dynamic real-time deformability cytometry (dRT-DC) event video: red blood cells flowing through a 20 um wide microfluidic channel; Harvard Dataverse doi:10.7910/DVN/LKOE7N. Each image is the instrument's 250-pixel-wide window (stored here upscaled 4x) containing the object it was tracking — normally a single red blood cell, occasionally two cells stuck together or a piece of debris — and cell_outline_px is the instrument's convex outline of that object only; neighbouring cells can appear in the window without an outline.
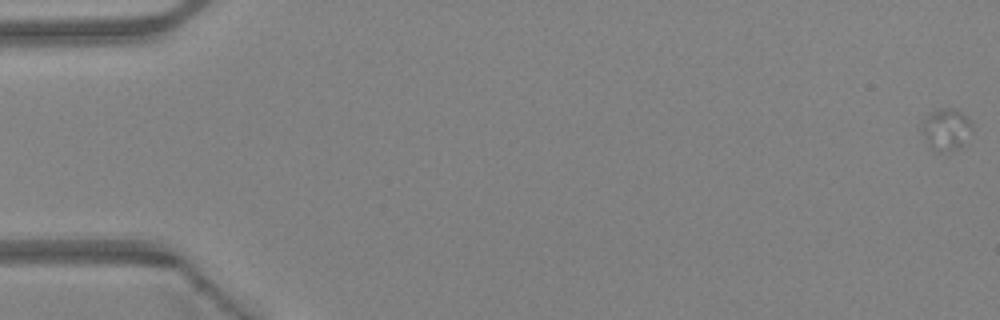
{"species": "Egyptian fruit bat (a non-hibernating species)", "species_latin": "Rousettus aegyptiacus", "temperature_condition": "warm", "stored_images_in_passage": 12, "camera_frame_rate_fps": 3000, "um_per_image_px": 0.085, "animal": {"sex": "female"}, "frame": {"image": 1, "passage_image": 1, "time_ms": 0.0, "image_size_px": [1000, 320], "cell_outline_px": [[972, 124], [960, 148], [948, 152], [936, 152], [928, 144], [920, 128], [920, 124], [932, 112], [940, 108], [956, 108], [972, 120]], "centroid_in_image_um": [80.4, 10.99], "position_along_channel_um": 4.6, "area_um2": 12.14}}